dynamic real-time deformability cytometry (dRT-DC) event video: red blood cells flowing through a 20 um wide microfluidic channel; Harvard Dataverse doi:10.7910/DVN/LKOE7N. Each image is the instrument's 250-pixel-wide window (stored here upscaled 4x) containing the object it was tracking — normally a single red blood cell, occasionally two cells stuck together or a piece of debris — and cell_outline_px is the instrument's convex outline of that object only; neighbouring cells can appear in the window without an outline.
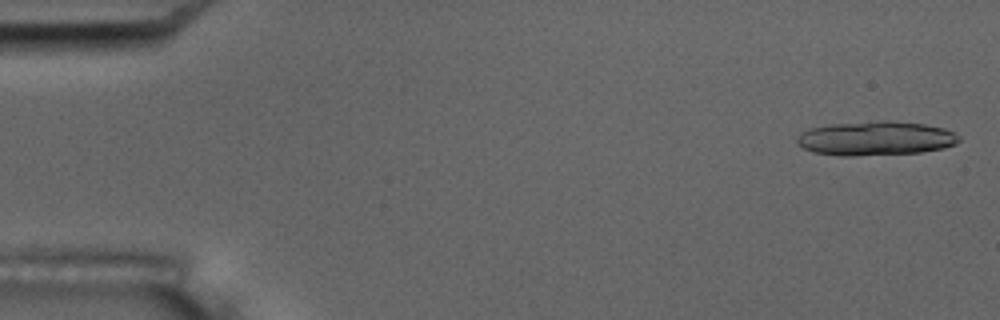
{"species": "common noctule bat (a hibernating species)", "species_latin": "Nyctalus noctula", "temperature_condition": "room temperature", "stored_images_in_passage": 16, "camera_frame_rate_fps": 3000, "um_per_image_px": 0.085, "animal": {"sex": "male", "body_mass_g": 17.5, "forearm_length_mm": 52.3}, "frame": {"image": 1, "passage_image": 1, "time_ms": 0.0, "image_size_px": [1000, 320], "cell_outline_px": [[960, 140], [956, 144], [944, 148], [920, 152], [852, 156], [844, 156], [812, 152], [804, 148], [796, 140], [796, 136], [800, 132], [808, 128], [832, 124], [880, 120], [888, 120], [924, 124], [944, 128], [960, 136]], "centroid_in_image_um": [74.42, 11.75], "position_along_channel_um": 10.6, "area_um2": 32.37}, "authors_computed_cell_mechanics": {"area_um2": 20.5479, "velocity_mm_per_s": 3.5538, "shape_relaxation_time_tau1_ms": null, "shape_relaxation_time_tau2_ms": 1.3476, "deformation_change_tau1": null, "deformation_change_tau2": 0.0634}}